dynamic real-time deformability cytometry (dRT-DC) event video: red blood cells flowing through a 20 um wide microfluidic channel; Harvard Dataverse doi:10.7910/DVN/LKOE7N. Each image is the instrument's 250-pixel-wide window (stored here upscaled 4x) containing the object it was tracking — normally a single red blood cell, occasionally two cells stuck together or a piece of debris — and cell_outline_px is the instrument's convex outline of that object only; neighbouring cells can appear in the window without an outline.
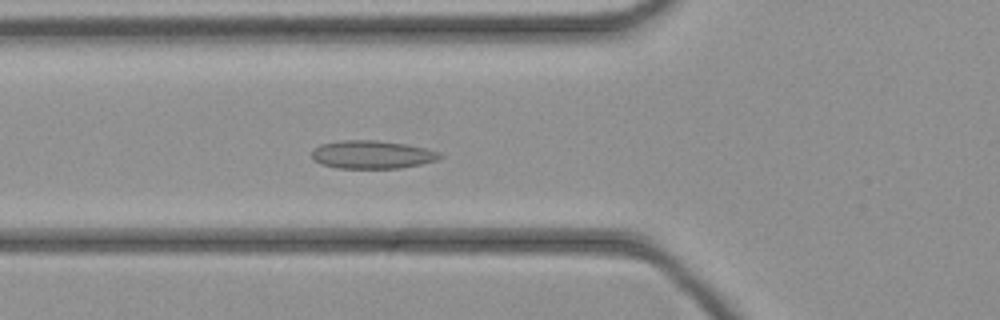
{"species": "common noctule bat (a hibernating species)", "species_latin": "Nyctalus noctula", "temperature_condition": "cold", "stored_images_in_passage": 31, "camera_frame_rate_fps": 3000, "um_per_image_px": 0.085, "animal": {"sex": "female", "body_mass_g": 21.9}, "frame": {"image": 1, "passage_image": 11, "time_ms": 3.333, "image_size_px": [1000, 320], "cell_outline_px": [[444, 156], [436, 160], [420, 164], [400, 168], [336, 168], [320, 164], [312, 160], [312, 148], [320, 144], [340, 140], [376, 140], [408, 144], [428, 148], [440, 152]], "centroid_in_image_um": [31.61, 13.13], "position_along_channel_um": 94.2, "area_um2": 21.33}}
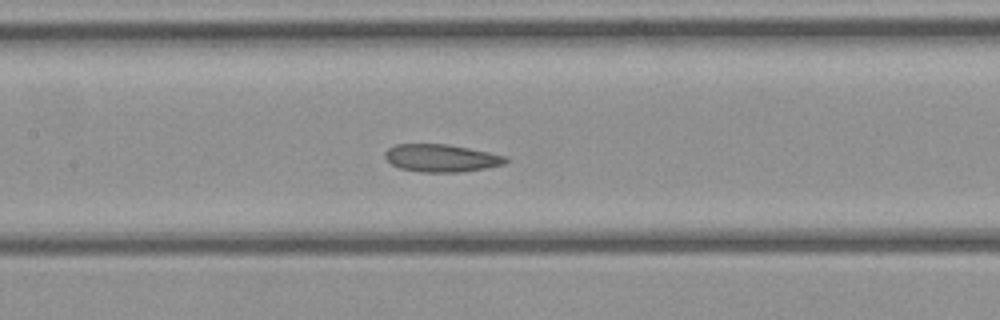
{"frame": {"image": 2, "passage_image": 16, "time_ms": 5.0, "image_size_px": [1000, 320], "cell_outline_px": [[508, 160], [504, 164], [484, 168], [460, 172], [420, 172], [400, 168], [392, 164], [384, 156], [384, 152], [388, 148], [396, 144], [448, 144], [508, 156]], "centroid_in_image_um": [37.5, 13.43], "position_along_channel_um": 169.9, "area_um2": 19.36}}
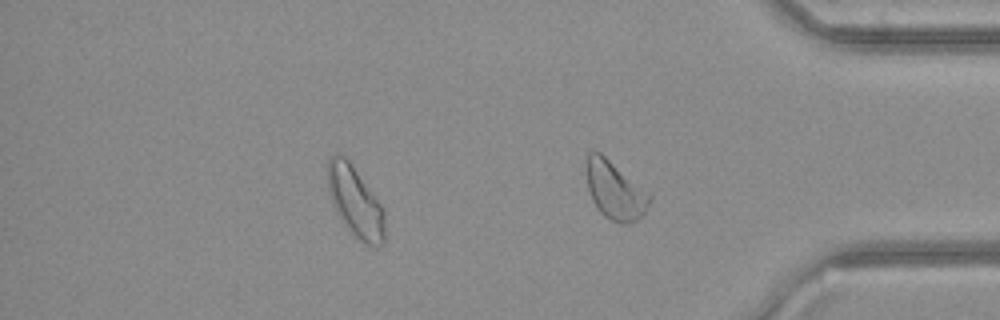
{"frame": {"image": 3, "passage_image": 31, "time_ms": 10.0, "image_size_px": [1000, 320], "cell_outline_px": [[652, 200], [644, 212], [636, 220], [628, 224], [620, 224], [604, 216], [596, 208], [592, 200], [588, 188], [584, 164], [588, 152], [600, 152], [652, 196]], "centroid_in_image_um": [52.23, 16.18], "position_along_channel_um": 383.0, "area_um2": 21.33}}